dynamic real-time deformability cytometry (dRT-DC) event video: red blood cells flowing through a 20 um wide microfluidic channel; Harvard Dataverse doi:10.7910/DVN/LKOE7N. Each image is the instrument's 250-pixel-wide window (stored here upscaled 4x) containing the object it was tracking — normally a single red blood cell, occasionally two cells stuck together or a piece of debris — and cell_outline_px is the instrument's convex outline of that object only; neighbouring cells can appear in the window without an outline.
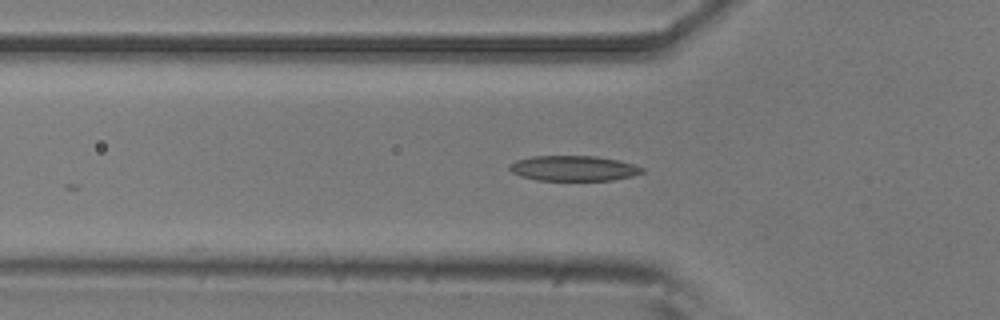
{"species": "common noctule bat (a hibernating species)", "species_latin": "Nyctalus noctula", "temperature_condition": "room temperature", "stored_images_in_passage": 5, "camera_frame_rate_fps": 3000, "um_per_image_px": 0.085, "animal": {"sex": "male", "body_mass_g": 20.5, "forearm_length_mm": 52.5}, "frame": {"image": 1, "passage_image": 5, "time_ms": 1.333, "image_size_px": [1000, 320], "cell_outline_px": [[644, 172], [632, 176], [612, 180], [536, 180], [520, 176], [512, 172], [508, 168], [508, 164], [516, 160], [532, 156], [596, 156], [616, 160], [632, 164], [644, 168]], "centroid_in_image_um": [48.71, 14.3], "position_along_channel_um": 77.1, "area_um2": 19.48}}